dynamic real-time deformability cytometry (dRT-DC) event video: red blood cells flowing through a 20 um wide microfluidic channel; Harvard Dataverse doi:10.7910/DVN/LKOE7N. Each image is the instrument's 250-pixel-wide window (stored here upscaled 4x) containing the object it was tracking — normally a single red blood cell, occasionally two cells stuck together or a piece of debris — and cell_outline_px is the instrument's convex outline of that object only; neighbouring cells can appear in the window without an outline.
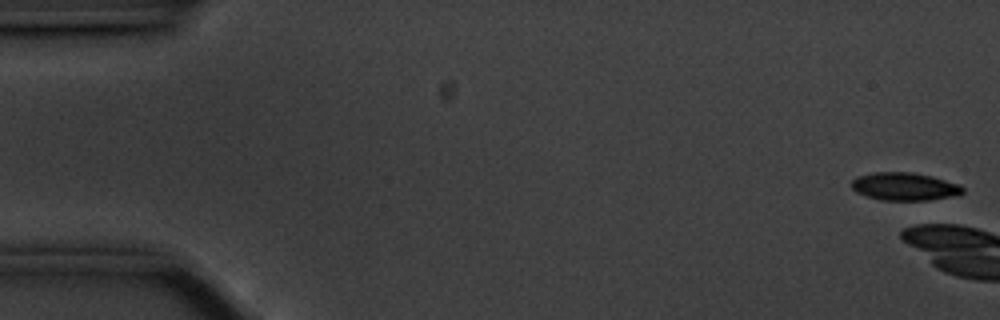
{"species": "common noctule bat (a hibernating species)", "species_latin": "Nyctalus noctula", "temperature_condition": "cold", "stored_images_in_passage": 5, "camera_frame_rate_fps": 3000, "um_per_image_px": 0.085, "animal": {"sex": "male", "body_mass_g": 20.1, "forearm_length_mm": 53.5}, "frame": {"image": 1, "passage_image": 1, "time_ms": 0.0, "image_size_px": [1000, 320], "cell_outline_px": [[964, 192], [960, 196], [928, 200], [880, 200], [856, 192], [848, 184], [856, 176], [872, 172], [912, 172], [932, 176], [960, 184], [964, 188]], "centroid_in_image_um": [76.9, 15.85], "position_along_channel_um": 8.1, "area_um2": 18.44}}